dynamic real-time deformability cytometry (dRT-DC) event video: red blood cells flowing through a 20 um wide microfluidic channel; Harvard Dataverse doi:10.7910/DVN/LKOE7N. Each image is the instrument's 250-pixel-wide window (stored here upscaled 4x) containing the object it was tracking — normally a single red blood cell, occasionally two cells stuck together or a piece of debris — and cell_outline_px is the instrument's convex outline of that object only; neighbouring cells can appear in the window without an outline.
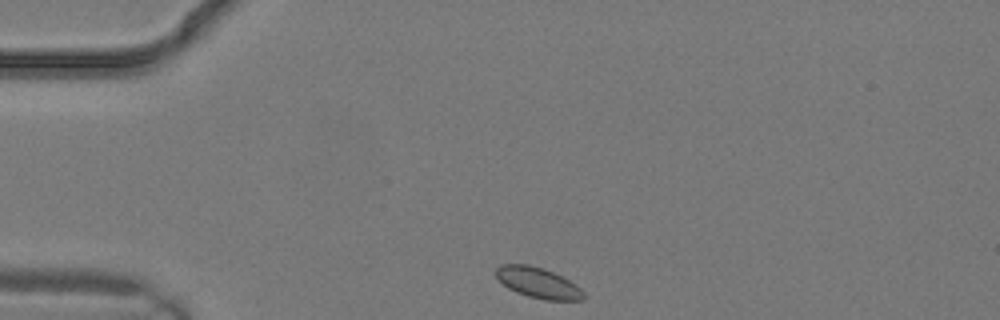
{"species": "common noctule bat (a hibernating species)", "species_latin": "Nyctalus noctula", "temperature_condition": "warm", "stored_images_in_passage": 5, "camera_frame_rate_fps": 3000, "um_per_image_px": 0.085, "animal": {"sex": "male", "body_mass_g": 19.2, "forearm_length_mm": 51.8}, "frame": {"image": 1, "passage_image": 1, "time_ms": 0.0, "image_size_px": [1000, 320], "cell_outline_px": [[584, 300], [544, 300], [528, 296], [516, 292], [508, 288], [496, 276], [496, 268], [500, 264], [528, 264], [544, 268], [576, 284], [584, 292]], "centroid_in_image_um": [45.73, 24.03], "position_along_channel_um": 39.3, "area_um2": 15.55}}
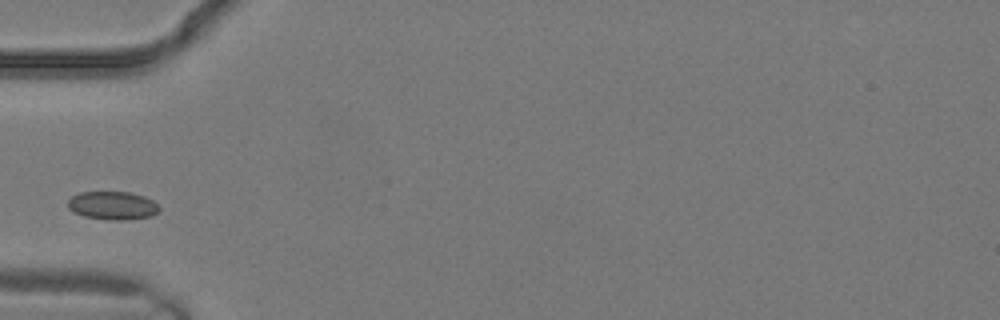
{"frame": {"image": 2, "passage_image": 4, "time_ms": 1.0, "image_size_px": [1000, 320], "cell_outline_px": [[160, 208], [152, 216], [128, 220], [108, 220], [84, 216], [72, 212], [68, 208], [68, 200], [72, 196], [80, 192], [128, 192], [144, 196], [152, 200]], "centroid_in_image_um": [9.55, 17.48], "position_along_channel_um": 75.5, "area_um2": 15.09}}